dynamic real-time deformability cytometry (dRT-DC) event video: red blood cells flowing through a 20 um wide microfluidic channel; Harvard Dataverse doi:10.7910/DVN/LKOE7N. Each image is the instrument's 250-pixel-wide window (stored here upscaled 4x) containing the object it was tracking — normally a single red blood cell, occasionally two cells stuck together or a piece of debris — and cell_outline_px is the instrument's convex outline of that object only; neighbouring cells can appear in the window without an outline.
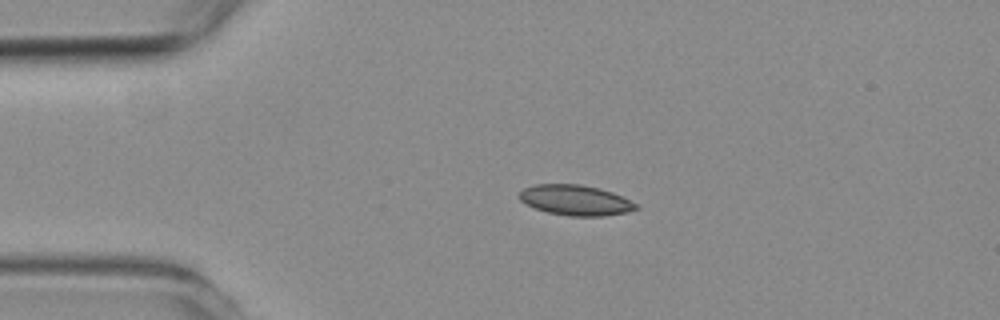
{"species": "common noctule bat (a hibernating species)", "species_latin": "Nyctalus noctula", "temperature_condition": "room temperature", "stored_images_in_passage": 2, "camera_frame_rate_fps": 3000, "um_per_image_px": 0.085, "animal": {"sex": "female", "body_mass_g": 19.3, "forearm_length_mm": 54.1}, "frame": {"image": 1, "passage_image": 1, "time_ms": 0.0, "image_size_px": [1000, 320], "cell_outline_px": [[640, 208], [628, 212], [604, 216], [568, 216], [548, 212], [536, 208], [520, 200], [520, 192], [524, 188], [536, 184], [580, 184], [600, 188], [612, 192], [636, 204]], "centroid_in_image_um": [48.93, 17.01], "position_along_channel_um": 36.1, "area_um2": 20.46}}